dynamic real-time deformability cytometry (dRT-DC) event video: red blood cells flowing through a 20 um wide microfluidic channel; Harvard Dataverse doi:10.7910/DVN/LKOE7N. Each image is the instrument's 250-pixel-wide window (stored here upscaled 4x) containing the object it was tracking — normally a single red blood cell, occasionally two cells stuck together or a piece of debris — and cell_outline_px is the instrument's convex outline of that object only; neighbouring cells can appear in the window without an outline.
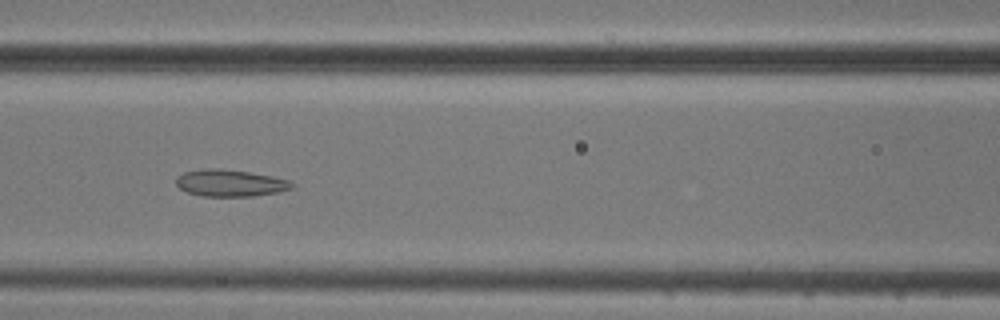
{"species": "common noctule bat (a hibernating species)", "species_latin": "Nyctalus noctula", "temperature_condition": "cold", "stored_images_in_passage": 8, "camera_frame_rate_fps": 3000, "um_per_image_px": 0.085, "animal": {"sex": "male", "body_mass_g": 20.5, "forearm_length_mm": 52.5}, "frame": {"image": 1, "passage_image": 7, "time_ms": 7.0, "image_size_px": [1000, 320], "cell_outline_px": [[292, 188], [276, 192], [252, 196], [200, 196], [188, 192], [180, 188], [176, 184], [176, 176], [184, 172], [208, 168], [216, 168], [248, 172], [272, 176], [288, 180], [292, 184]], "centroid_in_image_um": [19.51, 15.56], "position_along_channel_um": 147.1, "area_um2": 17.86}}
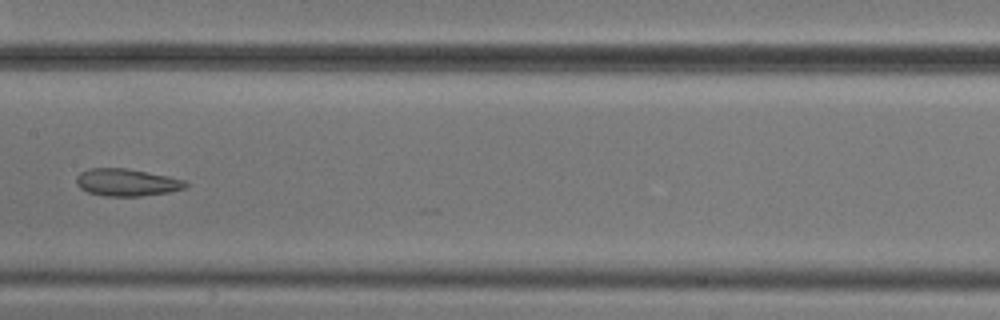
{"frame": {"image": 2, "passage_image": 8, "time_ms": 8.333, "image_size_px": [1000, 320], "cell_outline_px": [[188, 188], [168, 192], [140, 196], [104, 196], [88, 192], [80, 188], [76, 184], [76, 176], [80, 172], [88, 168], [128, 168], [168, 176], [184, 180], [188, 184]], "centroid_in_image_um": [10.76, 15.5], "position_along_channel_um": 196.6, "area_um2": 17.51}}